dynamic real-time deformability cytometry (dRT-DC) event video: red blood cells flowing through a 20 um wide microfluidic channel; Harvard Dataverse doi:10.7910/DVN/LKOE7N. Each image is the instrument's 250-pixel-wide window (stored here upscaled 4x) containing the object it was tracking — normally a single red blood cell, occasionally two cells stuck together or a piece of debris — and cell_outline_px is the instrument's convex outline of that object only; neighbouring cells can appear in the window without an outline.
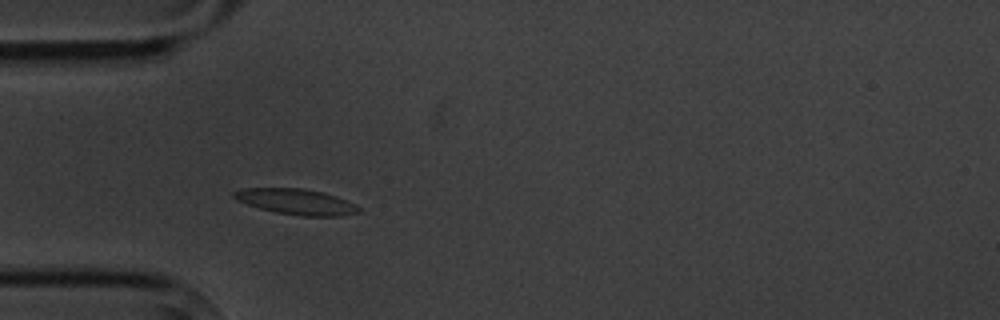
{"species": "common noctule bat (a hibernating species)", "species_latin": "Nyctalus noctula", "temperature_condition": "cold", "stored_images_in_passage": 5, "camera_frame_rate_fps": 3000, "um_per_image_px": 0.085, "animal": {"sex": "male", "body_mass_g": 20.1, "forearm_length_mm": 53.5}, "frame": {"image": 1, "passage_image": 3, "time_ms": 3.0, "image_size_px": [1000, 320], "cell_outline_px": [[360, 212], [340, 216], [300, 216], [276, 212], [260, 208], [236, 200], [232, 196], [232, 192], [244, 188], [300, 188], [324, 192], [336, 196], [360, 208]], "centroid_in_image_um": [25.15, 17.14], "position_along_channel_um": 59.9, "area_um2": 18.5}}
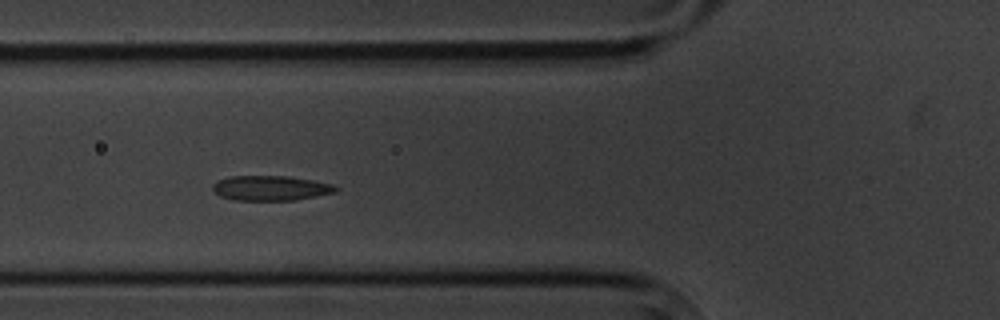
{"frame": {"image": 2, "passage_image": 4, "time_ms": 4.333, "image_size_px": [1000, 320], "cell_outline_px": [[340, 188], [336, 192], [296, 200], [232, 200], [220, 196], [212, 188], [212, 184], [216, 180], [232, 176], [288, 176], [312, 180], [332, 184]], "centroid_in_image_um": [23.0, 15.99], "position_along_channel_um": 102.8, "area_um2": 17.92}}
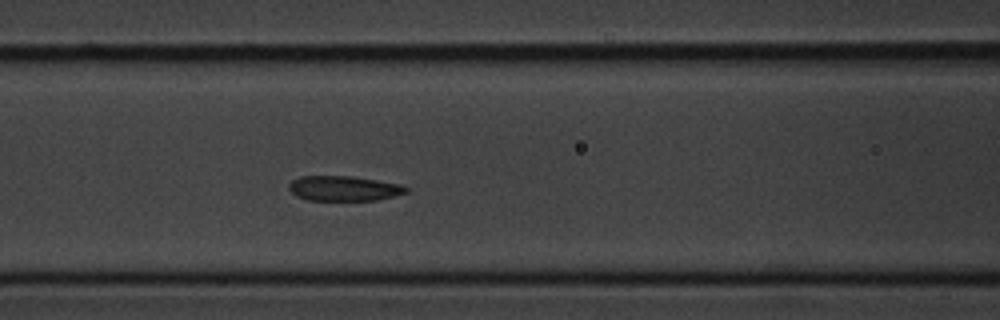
{"frame": {"image": 3, "passage_image": 5, "time_ms": 5.333, "image_size_px": [1000, 320], "cell_outline_px": [[408, 192], [376, 200], [308, 200], [296, 196], [288, 188], [288, 184], [292, 180], [300, 176], [352, 176], [400, 184], [408, 188]], "centroid_in_image_um": [29.19, 16.01], "position_along_channel_um": 137.4, "area_um2": 16.99}}